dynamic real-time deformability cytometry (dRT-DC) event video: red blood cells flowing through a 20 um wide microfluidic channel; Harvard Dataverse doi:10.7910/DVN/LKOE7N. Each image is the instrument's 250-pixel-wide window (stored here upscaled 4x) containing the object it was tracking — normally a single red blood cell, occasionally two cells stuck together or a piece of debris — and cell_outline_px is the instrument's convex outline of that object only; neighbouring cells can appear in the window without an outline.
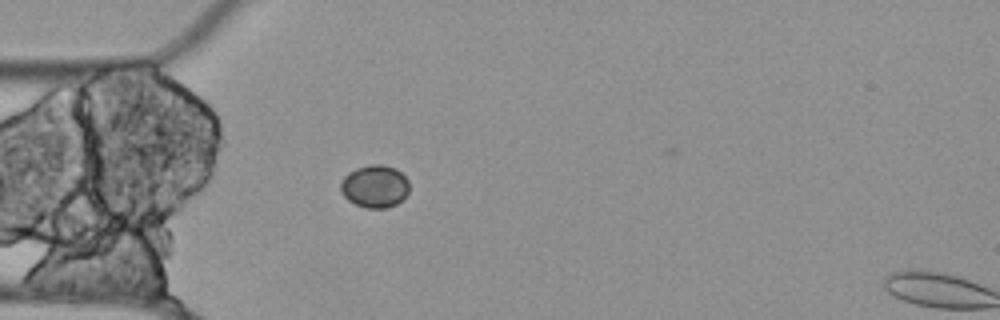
{"species": "Egyptian fruit bat (a non-hibernating species)", "species_latin": "Rousettus aegyptiacus", "temperature_condition": "cold", "stored_images_in_passage": 7, "segment_of_instrument_passage": [1, 3], "camera_frame_rate_fps": 3000, "um_per_image_px": 0.085, "animal": {"sex": "female"}, "frame": {"image": 1, "passage_image": 1, "time_ms": 0.0, "image_size_px": [1000, 320], "cell_outline_px": [[408, 192], [396, 204], [384, 208], [364, 208], [348, 200], [340, 192], [340, 184], [344, 176], [348, 172], [356, 168], [372, 164], [384, 164], [396, 168], [408, 180]], "centroid_in_image_um": [31.83, 15.82], "position_along_channel_um": 53.2, "area_um2": 17.05}}